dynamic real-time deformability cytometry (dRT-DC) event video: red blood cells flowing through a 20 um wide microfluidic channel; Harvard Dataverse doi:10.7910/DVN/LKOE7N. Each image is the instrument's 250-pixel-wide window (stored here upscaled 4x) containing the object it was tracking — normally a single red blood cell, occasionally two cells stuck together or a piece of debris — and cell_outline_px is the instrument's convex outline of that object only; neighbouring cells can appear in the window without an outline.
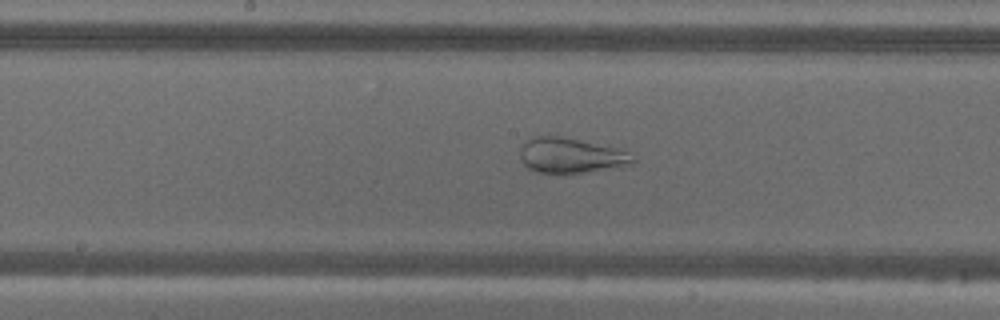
{"species": "common noctule bat (a hibernating species)", "species_latin": "Nyctalus noctula", "temperature_condition": "warm", "stored_images_in_passage": 56, "camera_frame_rate_fps": 3000, "um_per_image_px": 0.085, "animal": {"sex": "male", "body_mass_g": 18.8}, "frame": {"image": 1, "passage_image": 29, "time_ms": 9.333, "image_size_px": [1000, 320], "cell_outline_px": [[636, 160], [632, 164], [620, 168], [564, 176], [556, 176], [536, 172], [528, 168], [524, 164], [520, 156], [520, 148], [532, 136], [560, 136], [624, 148]], "centroid_in_image_um": [48.58, 13.27], "position_along_channel_um": 199.6, "area_um2": 24.39}}
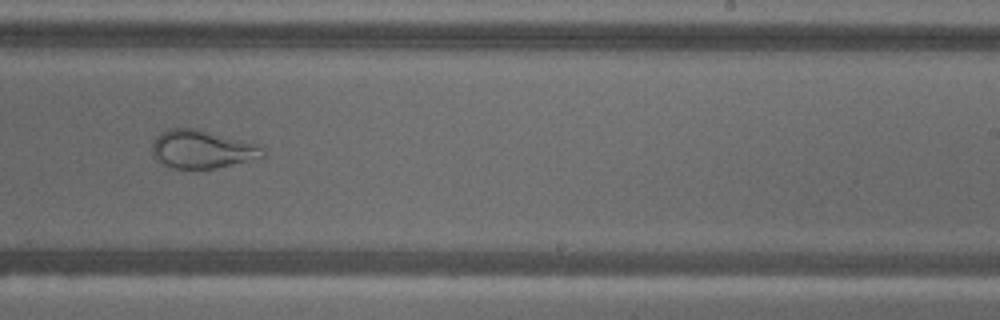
{"frame": {"image": 2, "passage_image": 35, "time_ms": 11.333, "image_size_px": [1000, 320], "cell_outline_px": [[264, 156], [212, 168], [172, 168], [160, 164], [152, 156], [152, 144], [156, 136], [160, 132], [168, 128], [196, 128], [256, 144], [264, 148]], "centroid_in_image_um": [17.07, 12.67], "position_along_channel_um": 271.9, "area_um2": 24.33}}
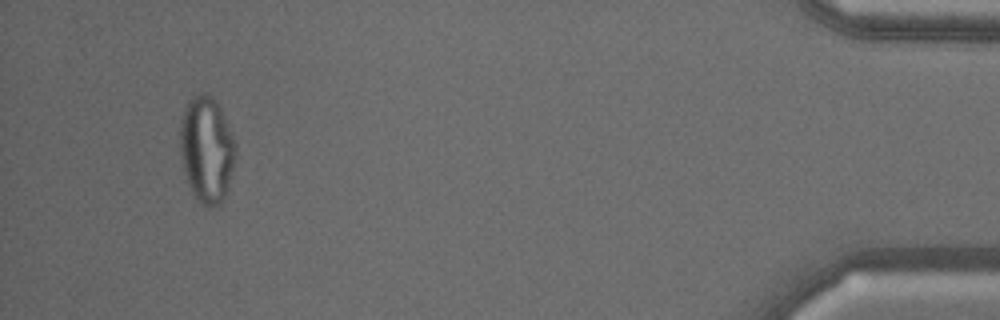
{"frame": {"image": 3, "passage_image": 53, "time_ms": 17.333, "image_size_px": [1000, 320], "cell_outline_px": [[236, 148], [228, 188], [220, 204], [212, 208], [208, 208], [200, 204], [192, 196], [184, 172], [180, 156], [180, 124], [188, 100], [196, 92], [208, 92], [212, 96], [220, 108], [236, 144]], "centroid_in_image_um": [17.54, 12.73], "position_along_channel_um": 417.7, "area_um2": 34.62}}